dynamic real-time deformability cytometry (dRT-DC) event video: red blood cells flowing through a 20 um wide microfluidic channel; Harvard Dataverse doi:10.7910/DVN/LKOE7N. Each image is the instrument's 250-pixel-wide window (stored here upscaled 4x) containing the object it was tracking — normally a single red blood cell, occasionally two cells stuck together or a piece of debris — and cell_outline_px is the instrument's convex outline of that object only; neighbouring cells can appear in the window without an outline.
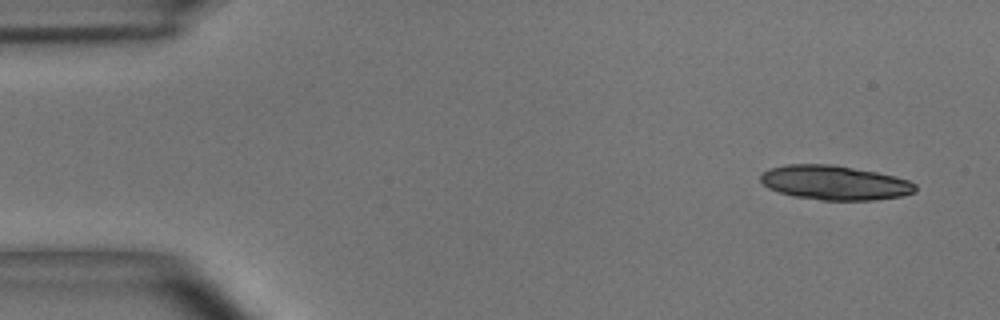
{"species": "common noctule bat (a hibernating species)", "species_latin": "Nyctalus noctula", "temperature_condition": "room temperature", "stored_images_in_passage": 5, "camera_frame_rate_fps": 3000, "um_per_image_px": 0.085, "animal": {"sex": "male", "body_mass_g": 15.6}, "frame": {"image": 1, "passage_image": 1, "time_ms": 0.0, "image_size_px": [1000, 320], "cell_outline_px": [[916, 192], [904, 196], [872, 200], [824, 200], [796, 196], [780, 192], [768, 188], [760, 180], [760, 176], [768, 168], [788, 164], [832, 164], [876, 172], [896, 176], [908, 180], [916, 184]], "centroid_in_image_um": [70.98, 15.52], "position_along_channel_um": 14.0, "area_um2": 30.98}}
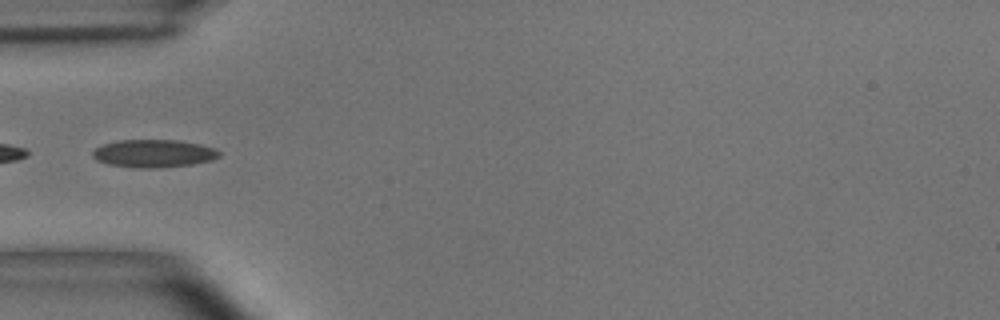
{"frame": {"image": 2, "passage_image": 5, "time_ms": 1.333, "image_size_px": [1000, 320], "cell_outline_px": [[220, 156], [212, 160], [192, 164], [156, 168], [132, 168], [108, 164], [96, 160], [92, 156], [92, 152], [96, 148], [104, 144], [120, 140], [176, 140], [200, 144], [216, 148], [220, 152]], "centroid_in_image_um": [13.07, 13.05], "position_along_channel_um": 71.9, "area_um2": 20.58}}